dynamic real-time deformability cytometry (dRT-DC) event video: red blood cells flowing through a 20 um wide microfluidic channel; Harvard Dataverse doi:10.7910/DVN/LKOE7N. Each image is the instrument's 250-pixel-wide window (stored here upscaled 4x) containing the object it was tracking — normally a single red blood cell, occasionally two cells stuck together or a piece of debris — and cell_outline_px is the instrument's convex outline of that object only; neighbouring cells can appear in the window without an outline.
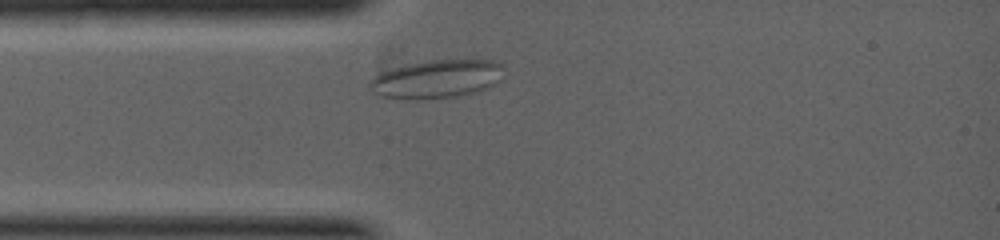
{"species": "common noctule bat (a hibernating species)", "species_latin": "Nyctalus noctula", "temperature_condition": "warm", "stored_images_in_passage": 13, "camera_frame_rate_fps": 5000, "um_per_image_px": 0.085, "animal": {"sex": "female", "body_mass_g": 19.0, "forearm_length_mm": 53.3}, "frame": {"image": 1, "passage_image": 1, "time_ms": 0.0, "image_size_px": [1000, 240], "cell_outline_px": [[504, 64], [500, 80], [488, 88], [476, 92], [460, 96], [416, 100], [412, 100], [380, 96], [372, 92], [368, 88], [368, 84], [376, 76], [388, 68], [432, 60], [492, 60]], "centroid_in_image_um": [37.12, 6.73], "position_along_channel_um": 47.9, "area_um2": 30.17}}
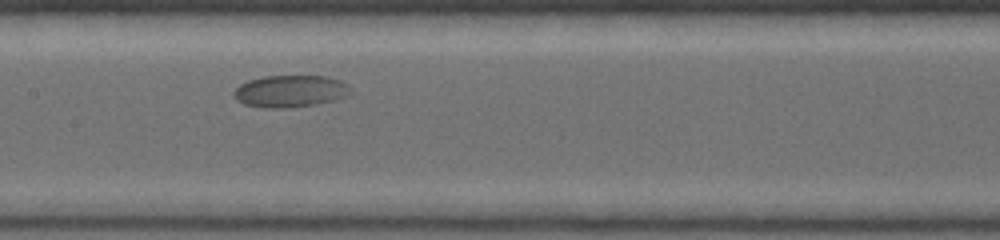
{"frame": {"image": 2, "passage_image": 6, "time_ms": 2.0, "image_size_px": [1000, 240], "cell_outline_px": [[352, 96], [336, 100], [316, 104], [284, 108], [264, 108], [244, 104], [236, 100], [232, 96], [232, 92], [240, 84], [248, 80], [264, 76], [328, 76], [340, 80], [348, 84], [352, 88]], "centroid_in_image_um": [24.71, 7.75], "position_along_channel_um": 182.7, "area_um2": 22.25}}
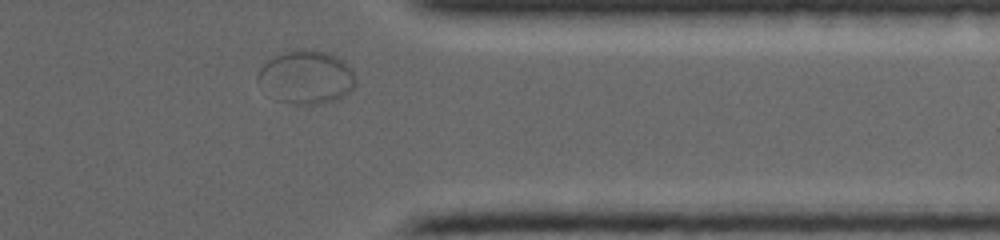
{"frame": {"image": 3, "passage_image": 13, "time_ms": 5.0, "image_size_px": [1000, 240], "cell_outline_px": [[356, 84], [352, 92], [344, 96], [332, 100], [316, 104], [296, 104], [276, 100], [256, 80], [256, 76], [260, 68], [268, 60], [276, 56], [300, 48], [312, 48], [336, 56], [348, 64], [352, 68], [356, 76]], "centroid_in_image_um": [26.07, 6.55], "position_along_channel_um": 385.3, "area_um2": 30.52}}